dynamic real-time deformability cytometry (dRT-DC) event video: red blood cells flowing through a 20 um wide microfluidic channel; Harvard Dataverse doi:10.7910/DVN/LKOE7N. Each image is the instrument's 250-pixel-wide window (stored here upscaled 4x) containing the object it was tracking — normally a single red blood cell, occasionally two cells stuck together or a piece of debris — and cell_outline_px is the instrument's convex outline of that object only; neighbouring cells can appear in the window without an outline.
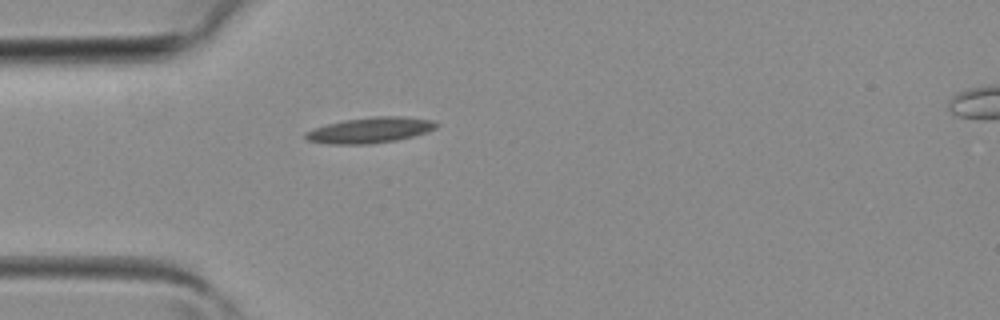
{"species": "common noctule bat (a hibernating species)", "species_latin": "Nyctalus noctula", "temperature_condition": "room temperature", "stored_images_in_passage": 5, "camera_frame_rate_fps": 3000, "um_per_image_px": 0.085, "animal": {"sex": "female", "body_mass_g": 19.3, "forearm_length_mm": 54.1}, "frame": {"image": 1, "passage_image": 5, "time_ms": 1.333, "image_size_px": [1000, 320], "cell_outline_px": [[440, 124], [436, 128], [428, 132], [396, 140], [372, 144], [328, 144], [308, 140], [304, 136], [304, 132], [312, 128], [344, 120], [376, 116], [400, 116], [432, 120]], "centroid_in_image_um": [31.45, 11.06], "position_along_channel_um": 53.5, "area_um2": 19.59}}